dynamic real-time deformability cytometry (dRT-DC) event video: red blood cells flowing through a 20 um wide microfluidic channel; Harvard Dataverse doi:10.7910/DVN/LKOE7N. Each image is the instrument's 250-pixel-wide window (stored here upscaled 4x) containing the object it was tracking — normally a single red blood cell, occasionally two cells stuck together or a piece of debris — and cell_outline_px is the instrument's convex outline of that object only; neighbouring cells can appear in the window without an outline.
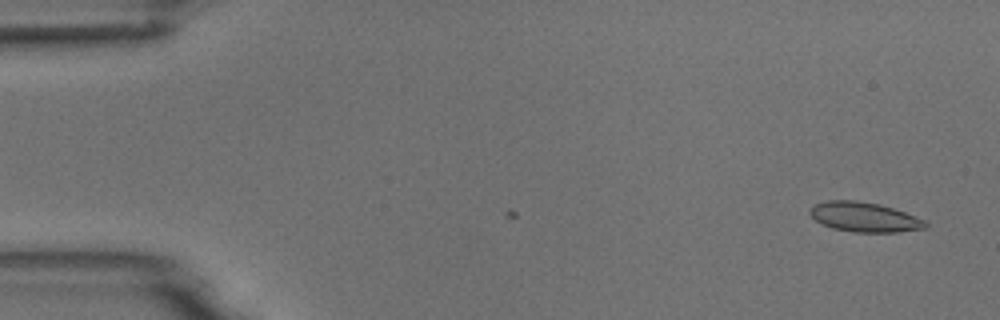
{"species": "common noctule bat (a hibernating species)", "species_latin": "Nyctalus noctula", "temperature_condition": "room temperature", "stored_images_in_passage": 2, "camera_frame_rate_fps": 3000, "um_per_image_px": 0.085, "animal": {"sex": "male", "body_mass_g": 18.8}, "frame": {"image": 1, "passage_image": 2, "time_ms": 1.0, "image_size_px": [1000, 320], "cell_outline_px": [[928, 228], [900, 232], [852, 232], [832, 228], [816, 220], [808, 212], [816, 204], [828, 200], [856, 200], [880, 204], [904, 212], [924, 220], [928, 224]], "centroid_in_image_um": [73.5, 18.46], "position_along_channel_um": 11.5, "area_um2": 19.88}}